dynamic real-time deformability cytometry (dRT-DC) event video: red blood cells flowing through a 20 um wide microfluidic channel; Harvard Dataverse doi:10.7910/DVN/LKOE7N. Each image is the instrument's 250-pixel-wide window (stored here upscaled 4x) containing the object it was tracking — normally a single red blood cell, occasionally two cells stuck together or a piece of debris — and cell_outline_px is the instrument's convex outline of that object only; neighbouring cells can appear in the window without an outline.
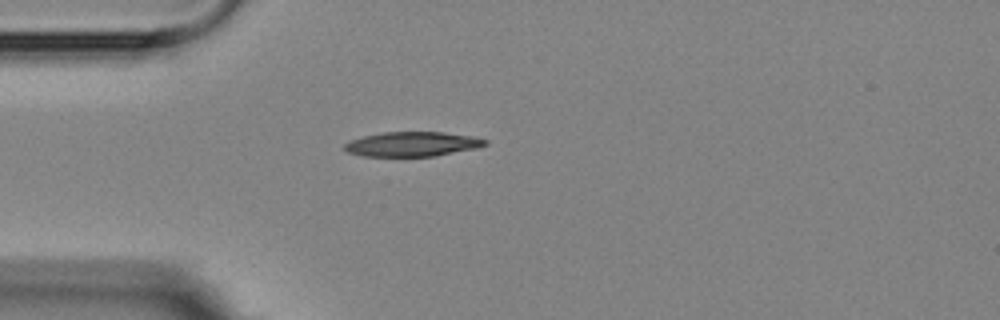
{"species": "Egyptian fruit bat (a non-hibernating species)", "species_latin": "Rousettus aegyptiacus", "temperature_condition": "room temperature", "stored_images_in_passage": 2, "camera_frame_rate_fps": 3000, "um_per_image_px": 0.085, "animal": {"sex": "female"}, "frame": {"image": 1, "passage_image": 1, "time_ms": 0.0, "image_size_px": [1000, 320], "cell_outline_px": [[488, 144], [476, 148], [436, 156], [364, 156], [348, 152], [344, 148], [344, 144], [352, 140], [364, 136], [384, 132], [444, 132], [476, 136], [488, 140]], "centroid_in_image_um": [35.11, 12.24], "position_along_channel_um": 49.9, "area_um2": 20.17}}